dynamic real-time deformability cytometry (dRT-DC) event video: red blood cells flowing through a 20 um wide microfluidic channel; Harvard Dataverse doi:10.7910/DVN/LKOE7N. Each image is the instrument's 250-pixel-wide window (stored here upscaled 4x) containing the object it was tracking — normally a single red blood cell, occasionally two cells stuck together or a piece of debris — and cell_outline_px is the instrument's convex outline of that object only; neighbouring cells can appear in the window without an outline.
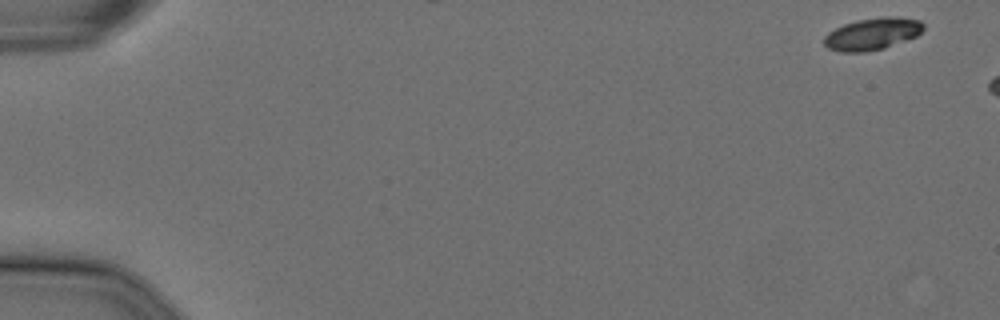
{"species": "Egyptian fruit bat (a non-hibernating species)", "species_latin": "Rousettus aegyptiacus", "temperature_condition": "cold", "stored_images_in_passage": 4, "camera_frame_rate_fps": 3000, "um_per_image_px": 0.085, "animal": {"sex": "female"}, "frame": {"image": 1, "passage_image": 1, "time_ms": 0.0, "image_size_px": [1000, 320], "cell_outline_px": [[924, 28], [916, 36], [884, 48], [864, 52], [840, 52], [828, 48], [824, 44], [824, 36], [828, 32], [844, 24], [856, 20], [884, 16], [900, 16], [920, 20], [924, 24]], "centroid_in_image_um": [74.15, 2.87], "position_along_channel_um": 10.9, "area_um2": 18.61}}